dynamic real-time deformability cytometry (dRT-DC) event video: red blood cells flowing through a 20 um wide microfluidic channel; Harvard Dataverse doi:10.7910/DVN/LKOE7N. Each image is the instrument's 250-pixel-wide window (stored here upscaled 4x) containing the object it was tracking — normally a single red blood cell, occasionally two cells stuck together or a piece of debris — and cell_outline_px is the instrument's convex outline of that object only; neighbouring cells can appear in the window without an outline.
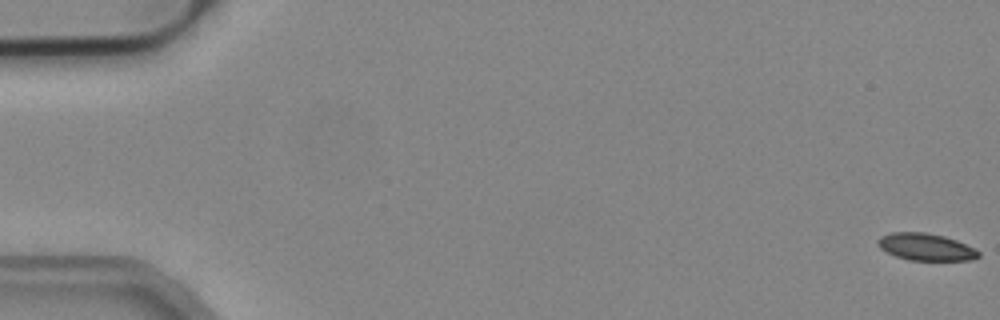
{"species": "common noctule bat (a hibernating species)", "species_latin": "Nyctalus noctula", "temperature_condition": "cold", "stored_images_in_passage": 15, "camera_frame_rate_fps": 3000, "um_per_image_px": 0.085, "animal": {"sex": "male", "body_mass_g": 19.2, "forearm_length_mm": 51.8}, "frame": {"image": 1, "passage_image": 1, "time_ms": 0.0, "image_size_px": [1000, 320], "cell_outline_px": [[980, 256], [972, 260], [908, 260], [896, 256], [880, 248], [876, 244], [876, 240], [880, 236], [892, 232], [924, 232], [944, 236], [956, 240], [980, 252]], "centroid_in_image_um": [78.66, 20.98], "position_along_channel_um": 6.3, "area_um2": 15.84}}